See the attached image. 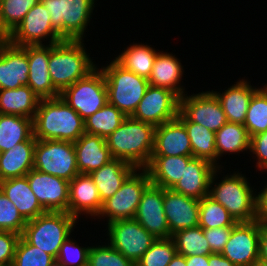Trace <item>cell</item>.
Listing matches in <instances>:
<instances>
[{
	"label": "cell",
	"instance_id": "6da1fadb",
	"mask_svg": "<svg viewBox=\"0 0 267 266\" xmlns=\"http://www.w3.org/2000/svg\"><path fill=\"white\" fill-rule=\"evenodd\" d=\"M84 133V120L61 97L40 100L33 118V136L36 139L74 143Z\"/></svg>",
	"mask_w": 267,
	"mask_h": 266
},
{
	"label": "cell",
	"instance_id": "7a4b0ae2",
	"mask_svg": "<svg viewBox=\"0 0 267 266\" xmlns=\"http://www.w3.org/2000/svg\"><path fill=\"white\" fill-rule=\"evenodd\" d=\"M155 126L126 117L106 138L112 158L123 160L136 169H145L151 160Z\"/></svg>",
	"mask_w": 267,
	"mask_h": 266
},
{
	"label": "cell",
	"instance_id": "3957f363",
	"mask_svg": "<svg viewBox=\"0 0 267 266\" xmlns=\"http://www.w3.org/2000/svg\"><path fill=\"white\" fill-rule=\"evenodd\" d=\"M223 168L224 166L217 167L212 174L209 196L222 204L236 222L257 220V188H252L246 175L238 170L231 174L227 173L225 176L223 173V177L219 180L218 175L221 174Z\"/></svg>",
	"mask_w": 267,
	"mask_h": 266
},
{
	"label": "cell",
	"instance_id": "277c9868",
	"mask_svg": "<svg viewBox=\"0 0 267 266\" xmlns=\"http://www.w3.org/2000/svg\"><path fill=\"white\" fill-rule=\"evenodd\" d=\"M97 67L86 51L84 40H63L51 44L48 70L53 86L61 93Z\"/></svg>",
	"mask_w": 267,
	"mask_h": 266
},
{
	"label": "cell",
	"instance_id": "5b68a950",
	"mask_svg": "<svg viewBox=\"0 0 267 266\" xmlns=\"http://www.w3.org/2000/svg\"><path fill=\"white\" fill-rule=\"evenodd\" d=\"M78 221L68 212L46 211L27 221L21 236L56 260L62 244L72 235Z\"/></svg>",
	"mask_w": 267,
	"mask_h": 266
},
{
	"label": "cell",
	"instance_id": "8992f818",
	"mask_svg": "<svg viewBox=\"0 0 267 266\" xmlns=\"http://www.w3.org/2000/svg\"><path fill=\"white\" fill-rule=\"evenodd\" d=\"M104 74L108 103L132 116L149 87L148 79L125 69L115 59L100 68Z\"/></svg>",
	"mask_w": 267,
	"mask_h": 266
},
{
	"label": "cell",
	"instance_id": "52a82bcc",
	"mask_svg": "<svg viewBox=\"0 0 267 266\" xmlns=\"http://www.w3.org/2000/svg\"><path fill=\"white\" fill-rule=\"evenodd\" d=\"M50 13L51 24L63 40H84L95 0H40Z\"/></svg>",
	"mask_w": 267,
	"mask_h": 266
},
{
	"label": "cell",
	"instance_id": "ba28073f",
	"mask_svg": "<svg viewBox=\"0 0 267 266\" xmlns=\"http://www.w3.org/2000/svg\"><path fill=\"white\" fill-rule=\"evenodd\" d=\"M151 183L146 169H135L114 195L103 202L97 219L107 218V223L134 219L141 196Z\"/></svg>",
	"mask_w": 267,
	"mask_h": 266
},
{
	"label": "cell",
	"instance_id": "9c48e42d",
	"mask_svg": "<svg viewBox=\"0 0 267 266\" xmlns=\"http://www.w3.org/2000/svg\"><path fill=\"white\" fill-rule=\"evenodd\" d=\"M33 169L70 182L79 174L74 143L36 139Z\"/></svg>",
	"mask_w": 267,
	"mask_h": 266
},
{
	"label": "cell",
	"instance_id": "30bf717a",
	"mask_svg": "<svg viewBox=\"0 0 267 266\" xmlns=\"http://www.w3.org/2000/svg\"><path fill=\"white\" fill-rule=\"evenodd\" d=\"M98 67L60 93V97L83 120L101 109L108 102L105 77L100 67Z\"/></svg>",
	"mask_w": 267,
	"mask_h": 266
},
{
	"label": "cell",
	"instance_id": "8fae6325",
	"mask_svg": "<svg viewBox=\"0 0 267 266\" xmlns=\"http://www.w3.org/2000/svg\"><path fill=\"white\" fill-rule=\"evenodd\" d=\"M106 225L107 242L135 264L157 240L135 219L117 220Z\"/></svg>",
	"mask_w": 267,
	"mask_h": 266
},
{
	"label": "cell",
	"instance_id": "7c38bea8",
	"mask_svg": "<svg viewBox=\"0 0 267 266\" xmlns=\"http://www.w3.org/2000/svg\"><path fill=\"white\" fill-rule=\"evenodd\" d=\"M45 41H48L49 44H56L63 39L54 30L50 13L40 1L28 11L21 23L10 34V43L20 47L48 45Z\"/></svg>",
	"mask_w": 267,
	"mask_h": 266
},
{
	"label": "cell",
	"instance_id": "4fadbf2b",
	"mask_svg": "<svg viewBox=\"0 0 267 266\" xmlns=\"http://www.w3.org/2000/svg\"><path fill=\"white\" fill-rule=\"evenodd\" d=\"M180 97L173 91L149 85L132 118L159 126L177 118Z\"/></svg>",
	"mask_w": 267,
	"mask_h": 266
},
{
	"label": "cell",
	"instance_id": "5bb4252c",
	"mask_svg": "<svg viewBox=\"0 0 267 266\" xmlns=\"http://www.w3.org/2000/svg\"><path fill=\"white\" fill-rule=\"evenodd\" d=\"M261 221L237 222L221 254L235 266H251L259 260Z\"/></svg>",
	"mask_w": 267,
	"mask_h": 266
},
{
	"label": "cell",
	"instance_id": "9a60e30c",
	"mask_svg": "<svg viewBox=\"0 0 267 266\" xmlns=\"http://www.w3.org/2000/svg\"><path fill=\"white\" fill-rule=\"evenodd\" d=\"M179 112L190 122L201 124L217 132L228 121L222 106L212 91H202L180 98Z\"/></svg>",
	"mask_w": 267,
	"mask_h": 266
},
{
	"label": "cell",
	"instance_id": "2e32d148",
	"mask_svg": "<svg viewBox=\"0 0 267 266\" xmlns=\"http://www.w3.org/2000/svg\"><path fill=\"white\" fill-rule=\"evenodd\" d=\"M31 190L45 211L68 212L69 182L32 169L26 174Z\"/></svg>",
	"mask_w": 267,
	"mask_h": 266
},
{
	"label": "cell",
	"instance_id": "e0dca14e",
	"mask_svg": "<svg viewBox=\"0 0 267 266\" xmlns=\"http://www.w3.org/2000/svg\"><path fill=\"white\" fill-rule=\"evenodd\" d=\"M134 219L157 239L171 238L163 208V188L150 183L144 190Z\"/></svg>",
	"mask_w": 267,
	"mask_h": 266
},
{
	"label": "cell",
	"instance_id": "ac0fdd59",
	"mask_svg": "<svg viewBox=\"0 0 267 266\" xmlns=\"http://www.w3.org/2000/svg\"><path fill=\"white\" fill-rule=\"evenodd\" d=\"M28 57L29 74L27 85L40 99L60 97V92L53 86L48 70L51 44L27 45L22 47Z\"/></svg>",
	"mask_w": 267,
	"mask_h": 266
},
{
	"label": "cell",
	"instance_id": "d6986e66",
	"mask_svg": "<svg viewBox=\"0 0 267 266\" xmlns=\"http://www.w3.org/2000/svg\"><path fill=\"white\" fill-rule=\"evenodd\" d=\"M199 201L163 188V208L171 234L199 226Z\"/></svg>",
	"mask_w": 267,
	"mask_h": 266
},
{
	"label": "cell",
	"instance_id": "ffe728a7",
	"mask_svg": "<svg viewBox=\"0 0 267 266\" xmlns=\"http://www.w3.org/2000/svg\"><path fill=\"white\" fill-rule=\"evenodd\" d=\"M97 187L90 174L79 173L69 182L68 213L77 220L81 214L96 219L102 208Z\"/></svg>",
	"mask_w": 267,
	"mask_h": 266
},
{
	"label": "cell",
	"instance_id": "44dd1931",
	"mask_svg": "<svg viewBox=\"0 0 267 266\" xmlns=\"http://www.w3.org/2000/svg\"><path fill=\"white\" fill-rule=\"evenodd\" d=\"M151 156H193L185 125L178 118L155 127Z\"/></svg>",
	"mask_w": 267,
	"mask_h": 266
},
{
	"label": "cell",
	"instance_id": "7402d4cb",
	"mask_svg": "<svg viewBox=\"0 0 267 266\" xmlns=\"http://www.w3.org/2000/svg\"><path fill=\"white\" fill-rule=\"evenodd\" d=\"M216 168L205 159L193 157L188 162L182 177L171 190L201 200L209 195L211 177Z\"/></svg>",
	"mask_w": 267,
	"mask_h": 266
},
{
	"label": "cell",
	"instance_id": "603a6c76",
	"mask_svg": "<svg viewBox=\"0 0 267 266\" xmlns=\"http://www.w3.org/2000/svg\"><path fill=\"white\" fill-rule=\"evenodd\" d=\"M29 74L26 51L9 43L0 51V90L27 85Z\"/></svg>",
	"mask_w": 267,
	"mask_h": 266
},
{
	"label": "cell",
	"instance_id": "cb8c5ba5",
	"mask_svg": "<svg viewBox=\"0 0 267 266\" xmlns=\"http://www.w3.org/2000/svg\"><path fill=\"white\" fill-rule=\"evenodd\" d=\"M239 79L222 93L212 92L219 100L228 122L244 124L246 113L253 94L260 88L252 86L247 79Z\"/></svg>",
	"mask_w": 267,
	"mask_h": 266
},
{
	"label": "cell",
	"instance_id": "d4e9b609",
	"mask_svg": "<svg viewBox=\"0 0 267 266\" xmlns=\"http://www.w3.org/2000/svg\"><path fill=\"white\" fill-rule=\"evenodd\" d=\"M79 173L90 174L112 160L106 139L84 133L74 142Z\"/></svg>",
	"mask_w": 267,
	"mask_h": 266
},
{
	"label": "cell",
	"instance_id": "484cf974",
	"mask_svg": "<svg viewBox=\"0 0 267 266\" xmlns=\"http://www.w3.org/2000/svg\"><path fill=\"white\" fill-rule=\"evenodd\" d=\"M181 60L168 52H158L150 77L149 85L169 89L180 98L187 93L181 80L184 75Z\"/></svg>",
	"mask_w": 267,
	"mask_h": 266
},
{
	"label": "cell",
	"instance_id": "4316f807",
	"mask_svg": "<svg viewBox=\"0 0 267 266\" xmlns=\"http://www.w3.org/2000/svg\"><path fill=\"white\" fill-rule=\"evenodd\" d=\"M0 190L14 203L26 222L46 212L31 190L26 176L1 181Z\"/></svg>",
	"mask_w": 267,
	"mask_h": 266
},
{
	"label": "cell",
	"instance_id": "83f0119b",
	"mask_svg": "<svg viewBox=\"0 0 267 266\" xmlns=\"http://www.w3.org/2000/svg\"><path fill=\"white\" fill-rule=\"evenodd\" d=\"M36 138L32 135L8 151L0 153V182L26 176L33 169Z\"/></svg>",
	"mask_w": 267,
	"mask_h": 266
},
{
	"label": "cell",
	"instance_id": "f1b7e54d",
	"mask_svg": "<svg viewBox=\"0 0 267 266\" xmlns=\"http://www.w3.org/2000/svg\"><path fill=\"white\" fill-rule=\"evenodd\" d=\"M193 156H151L145 168L151 183L164 189H171L182 177Z\"/></svg>",
	"mask_w": 267,
	"mask_h": 266
},
{
	"label": "cell",
	"instance_id": "f546056e",
	"mask_svg": "<svg viewBox=\"0 0 267 266\" xmlns=\"http://www.w3.org/2000/svg\"><path fill=\"white\" fill-rule=\"evenodd\" d=\"M135 169L129 163L113 158L107 164L90 173L102 203L121 188L123 182Z\"/></svg>",
	"mask_w": 267,
	"mask_h": 266
},
{
	"label": "cell",
	"instance_id": "4dcf8cb0",
	"mask_svg": "<svg viewBox=\"0 0 267 266\" xmlns=\"http://www.w3.org/2000/svg\"><path fill=\"white\" fill-rule=\"evenodd\" d=\"M40 98L28 85L0 90V114L19 115L33 119Z\"/></svg>",
	"mask_w": 267,
	"mask_h": 266
},
{
	"label": "cell",
	"instance_id": "1f68e13d",
	"mask_svg": "<svg viewBox=\"0 0 267 266\" xmlns=\"http://www.w3.org/2000/svg\"><path fill=\"white\" fill-rule=\"evenodd\" d=\"M215 148L217 152V167L224 154H240L250 152V137L243 124L227 122L215 133ZM220 164V165H219Z\"/></svg>",
	"mask_w": 267,
	"mask_h": 266
},
{
	"label": "cell",
	"instance_id": "d6a6232c",
	"mask_svg": "<svg viewBox=\"0 0 267 266\" xmlns=\"http://www.w3.org/2000/svg\"><path fill=\"white\" fill-rule=\"evenodd\" d=\"M157 54L158 51L151 47V45L133 42L114 59L125 69L148 79Z\"/></svg>",
	"mask_w": 267,
	"mask_h": 266
},
{
	"label": "cell",
	"instance_id": "836d02e7",
	"mask_svg": "<svg viewBox=\"0 0 267 266\" xmlns=\"http://www.w3.org/2000/svg\"><path fill=\"white\" fill-rule=\"evenodd\" d=\"M33 135V119L19 115L0 114V153L10 150Z\"/></svg>",
	"mask_w": 267,
	"mask_h": 266
},
{
	"label": "cell",
	"instance_id": "e575fe53",
	"mask_svg": "<svg viewBox=\"0 0 267 266\" xmlns=\"http://www.w3.org/2000/svg\"><path fill=\"white\" fill-rule=\"evenodd\" d=\"M177 118L185 125L191 142L193 157L205 159L217 167L215 132L201 124L188 121L180 112Z\"/></svg>",
	"mask_w": 267,
	"mask_h": 266
},
{
	"label": "cell",
	"instance_id": "d590c367",
	"mask_svg": "<svg viewBox=\"0 0 267 266\" xmlns=\"http://www.w3.org/2000/svg\"><path fill=\"white\" fill-rule=\"evenodd\" d=\"M126 117L114 105L107 102L101 109L84 120L85 133L106 139Z\"/></svg>",
	"mask_w": 267,
	"mask_h": 266
},
{
	"label": "cell",
	"instance_id": "8d00e7d4",
	"mask_svg": "<svg viewBox=\"0 0 267 266\" xmlns=\"http://www.w3.org/2000/svg\"><path fill=\"white\" fill-rule=\"evenodd\" d=\"M171 238L174 240L176 252L185 257L209 256L212 253L203 228L200 226L178 230Z\"/></svg>",
	"mask_w": 267,
	"mask_h": 266
},
{
	"label": "cell",
	"instance_id": "74e56055",
	"mask_svg": "<svg viewBox=\"0 0 267 266\" xmlns=\"http://www.w3.org/2000/svg\"><path fill=\"white\" fill-rule=\"evenodd\" d=\"M243 125L249 137L267 131V84L251 97Z\"/></svg>",
	"mask_w": 267,
	"mask_h": 266
},
{
	"label": "cell",
	"instance_id": "f35d334b",
	"mask_svg": "<svg viewBox=\"0 0 267 266\" xmlns=\"http://www.w3.org/2000/svg\"><path fill=\"white\" fill-rule=\"evenodd\" d=\"M236 223L227 209L209 195L199 201V226L201 228L234 226Z\"/></svg>",
	"mask_w": 267,
	"mask_h": 266
},
{
	"label": "cell",
	"instance_id": "ab89813d",
	"mask_svg": "<svg viewBox=\"0 0 267 266\" xmlns=\"http://www.w3.org/2000/svg\"><path fill=\"white\" fill-rule=\"evenodd\" d=\"M40 0H4L0 3V20L11 34L21 23L28 11Z\"/></svg>",
	"mask_w": 267,
	"mask_h": 266
},
{
	"label": "cell",
	"instance_id": "60d3db41",
	"mask_svg": "<svg viewBox=\"0 0 267 266\" xmlns=\"http://www.w3.org/2000/svg\"><path fill=\"white\" fill-rule=\"evenodd\" d=\"M176 254V246L172 238L157 239L135 266H168Z\"/></svg>",
	"mask_w": 267,
	"mask_h": 266
},
{
	"label": "cell",
	"instance_id": "b9f144b4",
	"mask_svg": "<svg viewBox=\"0 0 267 266\" xmlns=\"http://www.w3.org/2000/svg\"><path fill=\"white\" fill-rule=\"evenodd\" d=\"M55 259L20 237L11 266H50Z\"/></svg>",
	"mask_w": 267,
	"mask_h": 266
},
{
	"label": "cell",
	"instance_id": "7bdbcfd3",
	"mask_svg": "<svg viewBox=\"0 0 267 266\" xmlns=\"http://www.w3.org/2000/svg\"><path fill=\"white\" fill-rule=\"evenodd\" d=\"M105 243V245H103ZM91 246L88 255V266H135V263L125 258L108 242Z\"/></svg>",
	"mask_w": 267,
	"mask_h": 266
},
{
	"label": "cell",
	"instance_id": "ee69618b",
	"mask_svg": "<svg viewBox=\"0 0 267 266\" xmlns=\"http://www.w3.org/2000/svg\"><path fill=\"white\" fill-rule=\"evenodd\" d=\"M26 221L17 207L0 190V231H10L22 235Z\"/></svg>",
	"mask_w": 267,
	"mask_h": 266
},
{
	"label": "cell",
	"instance_id": "f6af8a7d",
	"mask_svg": "<svg viewBox=\"0 0 267 266\" xmlns=\"http://www.w3.org/2000/svg\"><path fill=\"white\" fill-rule=\"evenodd\" d=\"M62 244L56 260L62 266H88V255L91 246H79L78 241L71 237Z\"/></svg>",
	"mask_w": 267,
	"mask_h": 266
},
{
	"label": "cell",
	"instance_id": "bcb514c9",
	"mask_svg": "<svg viewBox=\"0 0 267 266\" xmlns=\"http://www.w3.org/2000/svg\"><path fill=\"white\" fill-rule=\"evenodd\" d=\"M255 156H252V154ZM258 171H267V131L250 137V152Z\"/></svg>",
	"mask_w": 267,
	"mask_h": 266
},
{
	"label": "cell",
	"instance_id": "7dc6e473",
	"mask_svg": "<svg viewBox=\"0 0 267 266\" xmlns=\"http://www.w3.org/2000/svg\"><path fill=\"white\" fill-rule=\"evenodd\" d=\"M20 237L14 232L0 231V266L12 265Z\"/></svg>",
	"mask_w": 267,
	"mask_h": 266
},
{
	"label": "cell",
	"instance_id": "c3c4849f",
	"mask_svg": "<svg viewBox=\"0 0 267 266\" xmlns=\"http://www.w3.org/2000/svg\"><path fill=\"white\" fill-rule=\"evenodd\" d=\"M233 226L203 229L212 253H221L232 233Z\"/></svg>",
	"mask_w": 267,
	"mask_h": 266
},
{
	"label": "cell",
	"instance_id": "681fc988",
	"mask_svg": "<svg viewBox=\"0 0 267 266\" xmlns=\"http://www.w3.org/2000/svg\"><path fill=\"white\" fill-rule=\"evenodd\" d=\"M260 192L256 193L257 220L267 223V182Z\"/></svg>",
	"mask_w": 267,
	"mask_h": 266
},
{
	"label": "cell",
	"instance_id": "f907efd6",
	"mask_svg": "<svg viewBox=\"0 0 267 266\" xmlns=\"http://www.w3.org/2000/svg\"><path fill=\"white\" fill-rule=\"evenodd\" d=\"M259 261L267 264V223L261 222L259 237Z\"/></svg>",
	"mask_w": 267,
	"mask_h": 266
},
{
	"label": "cell",
	"instance_id": "816d5d0a",
	"mask_svg": "<svg viewBox=\"0 0 267 266\" xmlns=\"http://www.w3.org/2000/svg\"><path fill=\"white\" fill-rule=\"evenodd\" d=\"M209 266H235L221 253H211L209 255Z\"/></svg>",
	"mask_w": 267,
	"mask_h": 266
},
{
	"label": "cell",
	"instance_id": "f5cc1de1",
	"mask_svg": "<svg viewBox=\"0 0 267 266\" xmlns=\"http://www.w3.org/2000/svg\"><path fill=\"white\" fill-rule=\"evenodd\" d=\"M185 259L187 266H209V256L206 255L186 256Z\"/></svg>",
	"mask_w": 267,
	"mask_h": 266
},
{
	"label": "cell",
	"instance_id": "db71d44e",
	"mask_svg": "<svg viewBox=\"0 0 267 266\" xmlns=\"http://www.w3.org/2000/svg\"><path fill=\"white\" fill-rule=\"evenodd\" d=\"M10 43V33L4 28L0 20V51Z\"/></svg>",
	"mask_w": 267,
	"mask_h": 266
},
{
	"label": "cell",
	"instance_id": "11a10c76",
	"mask_svg": "<svg viewBox=\"0 0 267 266\" xmlns=\"http://www.w3.org/2000/svg\"><path fill=\"white\" fill-rule=\"evenodd\" d=\"M168 266H187L185 256L177 253Z\"/></svg>",
	"mask_w": 267,
	"mask_h": 266
},
{
	"label": "cell",
	"instance_id": "9f6ffc18",
	"mask_svg": "<svg viewBox=\"0 0 267 266\" xmlns=\"http://www.w3.org/2000/svg\"><path fill=\"white\" fill-rule=\"evenodd\" d=\"M251 266H267V264L258 260L255 263H253Z\"/></svg>",
	"mask_w": 267,
	"mask_h": 266
},
{
	"label": "cell",
	"instance_id": "6f0895ef",
	"mask_svg": "<svg viewBox=\"0 0 267 266\" xmlns=\"http://www.w3.org/2000/svg\"><path fill=\"white\" fill-rule=\"evenodd\" d=\"M50 266H62L57 260H55Z\"/></svg>",
	"mask_w": 267,
	"mask_h": 266
}]
</instances>
